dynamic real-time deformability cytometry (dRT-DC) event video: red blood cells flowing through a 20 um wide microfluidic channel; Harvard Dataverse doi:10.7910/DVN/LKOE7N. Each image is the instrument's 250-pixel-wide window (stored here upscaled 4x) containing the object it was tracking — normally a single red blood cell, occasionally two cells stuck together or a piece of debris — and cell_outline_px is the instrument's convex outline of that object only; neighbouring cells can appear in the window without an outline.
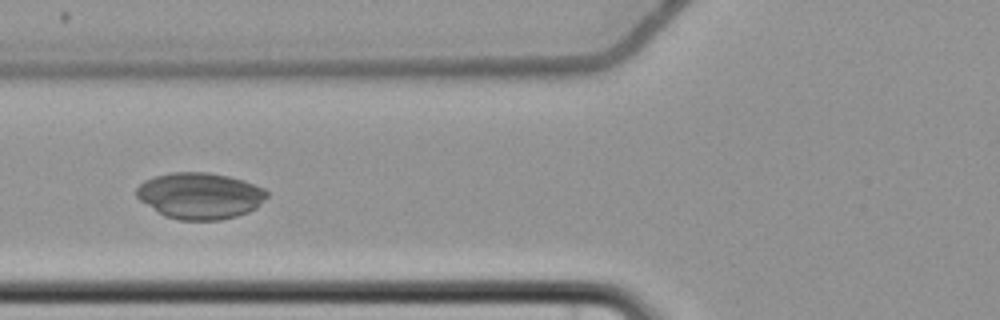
{"species": "common noctule bat (a hibernating species)", "species_latin": "Nyctalus noctula", "temperature_condition": "cold", "stored_images_in_passage": 8, "camera_frame_rate_fps": 3000, "um_per_image_px": 0.085, "animal": {"sex": "female", "body_mass_g": 22.7, "forearm_length_mm": 54.2}, "frame": {"image": 1, "passage_image": 7, "time_ms": 7.667, "image_size_px": [1000, 320], "cell_outline_px": [[268, 196], [256, 208], [248, 212], [236, 216], [220, 220], [180, 220], [164, 216], [140, 200], [136, 196], [136, 188], [144, 180], [156, 176], [172, 172], [208, 172], [228, 176], [244, 180], [264, 188], [268, 192]], "centroid_in_image_um": [17.0, 16.63], "position_along_channel_um": 108.8, "area_um2": 35.26}}
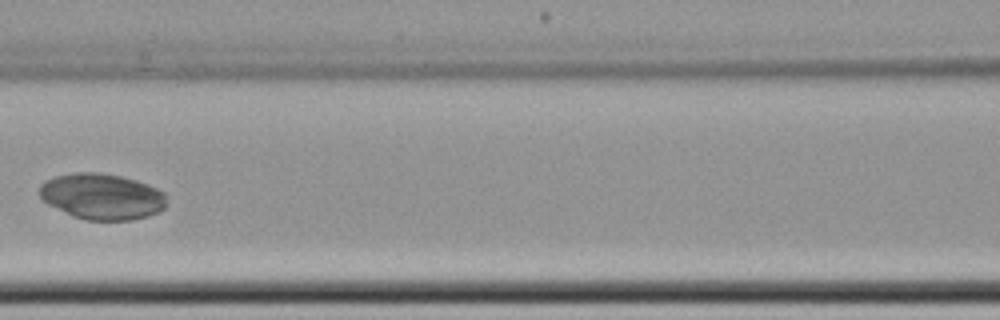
{"frame": {"image": 2, "passage_image": 8, "time_ms": 9.0, "image_size_px": [1000, 320], "cell_outline_px": [[164, 208], [148, 216], [132, 220], [88, 220], [72, 216], [48, 204], [40, 196], [40, 184], [44, 180], [56, 176], [76, 172], [100, 172], [120, 176], [136, 180], [156, 188], [164, 192]], "centroid_in_image_um": [8.63, 16.69], "position_along_channel_um": 158.0, "area_um2": 33.87}}